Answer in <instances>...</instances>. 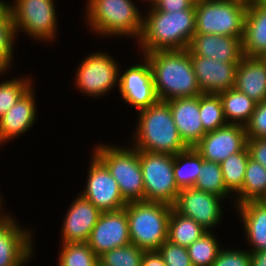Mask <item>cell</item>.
<instances>
[{
	"label": "cell",
	"mask_w": 266,
	"mask_h": 266,
	"mask_svg": "<svg viewBox=\"0 0 266 266\" xmlns=\"http://www.w3.org/2000/svg\"><path fill=\"white\" fill-rule=\"evenodd\" d=\"M219 96L226 122L245 126L249 122L257 103L234 87L220 93Z\"/></svg>",
	"instance_id": "25"
},
{
	"label": "cell",
	"mask_w": 266,
	"mask_h": 266,
	"mask_svg": "<svg viewBox=\"0 0 266 266\" xmlns=\"http://www.w3.org/2000/svg\"><path fill=\"white\" fill-rule=\"evenodd\" d=\"M255 1H257V2H259V3H263V4L266 5V0H255Z\"/></svg>",
	"instance_id": "48"
},
{
	"label": "cell",
	"mask_w": 266,
	"mask_h": 266,
	"mask_svg": "<svg viewBox=\"0 0 266 266\" xmlns=\"http://www.w3.org/2000/svg\"><path fill=\"white\" fill-rule=\"evenodd\" d=\"M189 1H191L194 5H196L202 2L203 0H189Z\"/></svg>",
	"instance_id": "47"
},
{
	"label": "cell",
	"mask_w": 266,
	"mask_h": 266,
	"mask_svg": "<svg viewBox=\"0 0 266 266\" xmlns=\"http://www.w3.org/2000/svg\"><path fill=\"white\" fill-rule=\"evenodd\" d=\"M150 63L158 100L201 95L187 49L143 54Z\"/></svg>",
	"instance_id": "2"
},
{
	"label": "cell",
	"mask_w": 266,
	"mask_h": 266,
	"mask_svg": "<svg viewBox=\"0 0 266 266\" xmlns=\"http://www.w3.org/2000/svg\"><path fill=\"white\" fill-rule=\"evenodd\" d=\"M144 253L134 244L117 247L99 256V266H141Z\"/></svg>",
	"instance_id": "35"
},
{
	"label": "cell",
	"mask_w": 266,
	"mask_h": 266,
	"mask_svg": "<svg viewBox=\"0 0 266 266\" xmlns=\"http://www.w3.org/2000/svg\"><path fill=\"white\" fill-rule=\"evenodd\" d=\"M201 154L194 148L188 147L186 150L174 155V177L178 188L194 187L203 162Z\"/></svg>",
	"instance_id": "26"
},
{
	"label": "cell",
	"mask_w": 266,
	"mask_h": 266,
	"mask_svg": "<svg viewBox=\"0 0 266 266\" xmlns=\"http://www.w3.org/2000/svg\"><path fill=\"white\" fill-rule=\"evenodd\" d=\"M141 266H166L158 251H145Z\"/></svg>",
	"instance_id": "42"
},
{
	"label": "cell",
	"mask_w": 266,
	"mask_h": 266,
	"mask_svg": "<svg viewBox=\"0 0 266 266\" xmlns=\"http://www.w3.org/2000/svg\"><path fill=\"white\" fill-rule=\"evenodd\" d=\"M87 243L98 257L114 248L131 244L125 209L102 212Z\"/></svg>",
	"instance_id": "15"
},
{
	"label": "cell",
	"mask_w": 266,
	"mask_h": 266,
	"mask_svg": "<svg viewBox=\"0 0 266 266\" xmlns=\"http://www.w3.org/2000/svg\"><path fill=\"white\" fill-rule=\"evenodd\" d=\"M211 231L187 247L192 266H212L222 246Z\"/></svg>",
	"instance_id": "31"
},
{
	"label": "cell",
	"mask_w": 266,
	"mask_h": 266,
	"mask_svg": "<svg viewBox=\"0 0 266 266\" xmlns=\"http://www.w3.org/2000/svg\"><path fill=\"white\" fill-rule=\"evenodd\" d=\"M13 1L10 11L16 37L21 31L41 43L55 40L58 33L55 0Z\"/></svg>",
	"instance_id": "9"
},
{
	"label": "cell",
	"mask_w": 266,
	"mask_h": 266,
	"mask_svg": "<svg viewBox=\"0 0 266 266\" xmlns=\"http://www.w3.org/2000/svg\"><path fill=\"white\" fill-rule=\"evenodd\" d=\"M251 266H266V250L250 251Z\"/></svg>",
	"instance_id": "43"
},
{
	"label": "cell",
	"mask_w": 266,
	"mask_h": 266,
	"mask_svg": "<svg viewBox=\"0 0 266 266\" xmlns=\"http://www.w3.org/2000/svg\"><path fill=\"white\" fill-rule=\"evenodd\" d=\"M88 3V4H87ZM85 22L100 37H132L139 40L144 15L133 0H87Z\"/></svg>",
	"instance_id": "4"
},
{
	"label": "cell",
	"mask_w": 266,
	"mask_h": 266,
	"mask_svg": "<svg viewBox=\"0 0 266 266\" xmlns=\"http://www.w3.org/2000/svg\"><path fill=\"white\" fill-rule=\"evenodd\" d=\"M144 201L174 206L180 189L174 177V155L139 150Z\"/></svg>",
	"instance_id": "8"
},
{
	"label": "cell",
	"mask_w": 266,
	"mask_h": 266,
	"mask_svg": "<svg viewBox=\"0 0 266 266\" xmlns=\"http://www.w3.org/2000/svg\"><path fill=\"white\" fill-rule=\"evenodd\" d=\"M245 129L247 138L266 137V100L256 104Z\"/></svg>",
	"instance_id": "39"
},
{
	"label": "cell",
	"mask_w": 266,
	"mask_h": 266,
	"mask_svg": "<svg viewBox=\"0 0 266 266\" xmlns=\"http://www.w3.org/2000/svg\"><path fill=\"white\" fill-rule=\"evenodd\" d=\"M251 249L266 250V200H250L235 206ZM252 246V247H251Z\"/></svg>",
	"instance_id": "24"
},
{
	"label": "cell",
	"mask_w": 266,
	"mask_h": 266,
	"mask_svg": "<svg viewBox=\"0 0 266 266\" xmlns=\"http://www.w3.org/2000/svg\"><path fill=\"white\" fill-rule=\"evenodd\" d=\"M16 34L13 22L0 23V76L9 73L11 69L14 52V43L16 42ZM8 70V71H7Z\"/></svg>",
	"instance_id": "36"
},
{
	"label": "cell",
	"mask_w": 266,
	"mask_h": 266,
	"mask_svg": "<svg viewBox=\"0 0 266 266\" xmlns=\"http://www.w3.org/2000/svg\"><path fill=\"white\" fill-rule=\"evenodd\" d=\"M247 148L250 158L266 168V137L247 138Z\"/></svg>",
	"instance_id": "40"
},
{
	"label": "cell",
	"mask_w": 266,
	"mask_h": 266,
	"mask_svg": "<svg viewBox=\"0 0 266 266\" xmlns=\"http://www.w3.org/2000/svg\"><path fill=\"white\" fill-rule=\"evenodd\" d=\"M2 202H3V198H2V194H0V221L7 215L6 213L2 212V209H4L2 208L4 207Z\"/></svg>",
	"instance_id": "45"
},
{
	"label": "cell",
	"mask_w": 266,
	"mask_h": 266,
	"mask_svg": "<svg viewBox=\"0 0 266 266\" xmlns=\"http://www.w3.org/2000/svg\"><path fill=\"white\" fill-rule=\"evenodd\" d=\"M119 64L109 53L93 52L79 63L74 82L76 88L87 96L101 97L117 85L122 71Z\"/></svg>",
	"instance_id": "10"
},
{
	"label": "cell",
	"mask_w": 266,
	"mask_h": 266,
	"mask_svg": "<svg viewBox=\"0 0 266 266\" xmlns=\"http://www.w3.org/2000/svg\"><path fill=\"white\" fill-rule=\"evenodd\" d=\"M31 77L25 75V77L2 80L0 83V118L34 85Z\"/></svg>",
	"instance_id": "34"
},
{
	"label": "cell",
	"mask_w": 266,
	"mask_h": 266,
	"mask_svg": "<svg viewBox=\"0 0 266 266\" xmlns=\"http://www.w3.org/2000/svg\"><path fill=\"white\" fill-rule=\"evenodd\" d=\"M224 200L194 187L184 188L179 191L173 208L183 216L192 218L207 231H212L222 221L221 201Z\"/></svg>",
	"instance_id": "12"
},
{
	"label": "cell",
	"mask_w": 266,
	"mask_h": 266,
	"mask_svg": "<svg viewBox=\"0 0 266 266\" xmlns=\"http://www.w3.org/2000/svg\"><path fill=\"white\" fill-rule=\"evenodd\" d=\"M225 248L220 250L212 266H251L249 250Z\"/></svg>",
	"instance_id": "38"
},
{
	"label": "cell",
	"mask_w": 266,
	"mask_h": 266,
	"mask_svg": "<svg viewBox=\"0 0 266 266\" xmlns=\"http://www.w3.org/2000/svg\"><path fill=\"white\" fill-rule=\"evenodd\" d=\"M155 8L162 12H174L195 9V5L189 0H159Z\"/></svg>",
	"instance_id": "41"
},
{
	"label": "cell",
	"mask_w": 266,
	"mask_h": 266,
	"mask_svg": "<svg viewBox=\"0 0 266 266\" xmlns=\"http://www.w3.org/2000/svg\"><path fill=\"white\" fill-rule=\"evenodd\" d=\"M166 266H192L187 248L165 241L157 250Z\"/></svg>",
	"instance_id": "37"
},
{
	"label": "cell",
	"mask_w": 266,
	"mask_h": 266,
	"mask_svg": "<svg viewBox=\"0 0 266 266\" xmlns=\"http://www.w3.org/2000/svg\"><path fill=\"white\" fill-rule=\"evenodd\" d=\"M247 146L245 126L227 124L207 132L194 147L206 161L221 163Z\"/></svg>",
	"instance_id": "16"
},
{
	"label": "cell",
	"mask_w": 266,
	"mask_h": 266,
	"mask_svg": "<svg viewBox=\"0 0 266 266\" xmlns=\"http://www.w3.org/2000/svg\"><path fill=\"white\" fill-rule=\"evenodd\" d=\"M143 30L136 44L142 54L155 51L185 50L195 34V9L174 12L148 8Z\"/></svg>",
	"instance_id": "1"
},
{
	"label": "cell",
	"mask_w": 266,
	"mask_h": 266,
	"mask_svg": "<svg viewBox=\"0 0 266 266\" xmlns=\"http://www.w3.org/2000/svg\"><path fill=\"white\" fill-rule=\"evenodd\" d=\"M90 157L87 183L80 195L101 212L123 209L127 202L121 195L118 183L107 167L94 154Z\"/></svg>",
	"instance_id": "11"
},
{
	"label": "cell",
	"mask_w": 266,
	"mask_h": 266,
	"mask_svg": "<svg viewBox=\"0 0 266 266\" xmlns=\"http://www.w3.org/2000/svg\"><path fill=\"white\" fill-rule=\"evenodd\" d=\"M101 211L78 194L68 208L61 227L62 243L87 242Z\"/></svg>",
	"instance_id": "18"
},
{
	"label": "cell",
	"mask_w": 266,
	"mask_h": 266,
	"mask_svg": "<svg viewBox=\"0 0 266 266\" xmlns=\"http://www.w3.org/2000/svg\"><path fill=\"white\" fill-rule=\"evenodd\" d=\"M147 1H149L148 2V5H150L149 8L155 7L158 4V2H159V0H146L145 2H147Z\"/></svg>",
	"instance_id": "46"
},
{
	"label": "cell",
	"mask_w": 266,
	"mask_h": 266,
	"mask_svg": "<svg viewBox=\"0 0 266 266\" xmlns=\"http://www.w3.org/2000/svg\"><path fill=\"white\" fill-rule=\"evenodd\" d=\"M249 157V150L246 146L242 151L230 155L220 163L226 189L230 194L233 193L234 197L242 189Z\"/></svg>",
	"instance_id": "29"
},
{
	"label": "cell",
	"mask_w": 266,
	"mask_h": 266,
	"mask_svg": "<svg viewBox=\"0 0 266 266\" xmlns=\"http://www.w3.org/2000/svg\"><path fill=\"white\" fill-rule=\"evenodd\" d=\"M207 232L192 218L183 216L173 207L168 222L167 240L173 244L187 248Z\"/></svg>",
	"instance_id": "28"
},
{
	"label": "cell",
	"mask_w": 266,
	"mask_h": 266,
	"mask_svg": "<svg viewBox=\"0 0 266 266\" xmlns=\"http://www.w3.org/2000/svg\"><path fill=\"white\" fill-rule=\"evenodd\" d=\"M194 188L227 200H229V197H233V194L231 195L226 189L221 166L217 162L203 160L201 171Z\"/></svg>",
	"instance_id": "30"
},
{
	"label": "cell",
	"mask_w": 266,
	"mask_h": 266,
	"mask_svg": "<svg viewBox=\"0 0 266 266\" xmlns=\"http://www.w3.org/2000/svg\"><path fill=\"white\" fill-rule=\"evenodd\" d=\"M179 136L187 147H195L207 133L199 112V96L180 97L166 101Z\"/></svg>",
	"instance_id": "20"
},
{
	"label": "cell",
	"mask_w": 266,
	"mask_h": 266,
	"mask_svg": "<svg viewBox=\"0 0 266 266\" xmlns=\"http://www.w3.org/2000/svg\"><path fill=\"white\" fill-rule=\"evenodd\" d=\"M234 88L256 103L266 100V59L243 56L236 68Z\"/></svg>",
	"instance_id": "23"
},
{
	"label": "cell",
	"mask_w": 266,
	"mask_h": 266,
	"mask_svg": "<svg viewBox=\"0 0 266 266\" xmlns=\"http://www.w3.org/2000/svg\"><path fill=\"white\" fill-rule=\"evenodd\" d=\"M93 154L107 167L119 185L123 199L128 202L144 201V184L139 150L129 147L99 144Z\"/></svg>",
	"instance_id": "6"
},
{
	"label": "cell",
	"mask_w": 266,
	"mask_h": 266,
	"mask_svg": "<svg viewBox=\"0 0 266 266\" xmlns=\"http://www.w3.org/2000/svg\"><path fill=\"white\" fill-rule=\"evenodd\" d=\"M234 199L235 206L250 200H266V168L250 157L242 189Z\"/></svg>",
	"instance_id": "27"
},
{
	"label": "cell",
	"mask_w": 266,
	"mask_h": 266,
	"mask_svg": "<svg viewBox=\"0 0 266 266\" xmlns=\"http://www.w3.org/2000/svg\"><path fill=\"white\" fill-rule=\"evenodd\" d=\"M248 0H203L195 5V33L243 38Z\"/></svg>",
	"instance_id": "7"
},
{
	"label": "cell",
	"mask_w": 266,
	"mask_h": 266,
	"mask_svg": "<svg viewBox=\"0 0 266 266\" xmlns=\"http://www.w3.org/2000/svg\"><path fill=\"white\" fill-rule=\"evenodd\" d=\"M128 218L130 242L145 251H157L167 241L172 206L137 201L124 207Z\"/></svg>",
	"instance_id": "5"
},
{
	"label": "cell",
	"mask_w": 266,
	"mask_h": 266,
	"mask_svg": "<svg viewBox=\"0 0 266 266\" xmlns=\"http://www.w3.org/2000/svg\"><path fill=\"white\" fill-rule=\"evenodd\" d=\"M60 244L58 266H99V257L87 242Z\"/></svg>",
	"instance_id": "32"
},
{
	"label": "cell",
	"mask_w": 266,
	"mask_h": 266,
	"mask_svg": "<svg viewBox=\"0 0 266 266\" xmlns=\"http://www.w3.org/2000/svg\"><path fill=\"white\" fill-rule=\"evenodd\" d=\"M13 22L11 18L10 4L0 0V23Z\"/></svg>",
	"instance_id": "44"
},
{
	"label": "cell",
	"mask_w": 266,
	"mask_h": 266,
	"mask_svg": "<svg viewBox=\"0 0 266 266\" xmlns=\"http://www.w3.org/2000/svg\"><path fill=\"white\" fill-rule=\"evenodd\" d=\"M242 50L245 56H266V5L255 0H248Z\"/></svg>",
	"instance_id": "22"
},
{
	"label": "cell",
	"mask_w": 266,
	"mask_h": 266,
	"mask_svg": "<svg viewBox=\"0 0 266 266\" xmlns=\"http://www.w3.org/2000/svg\"><path fill=\"white\" fill-rule=\"evenodd\" d=\"M11 215L0 221V266H24L35 252L32 230L19 226Z\"/></svg>",
	"instance_id": "14"
},
{
	"label": "cell",
	"mask_w": 266,
	"mask_h": 266,
	"mask_svg": "<svg viewBox=\"0 0 266 266\" xmlns=\"http://www.w3.org/2000/svg\"><path fill=\"white\" fill-rule=\"evenodd\" d=\"M199 112L206 132L226 126L223 106L219 94L202 93L199 95Z\"/></svg>",
	"instance_id": "33"
},
{
	"label": "cell",
	"mask_w": 266,
	"mask_h": 266,
	"mask_svg": "<svg viewBox=\"0 0 266 266\" xmlns=\"http://www.w3.org/2000/svg\"><path fill=\"white\" fill-rule=\"evenodd\" d=\"M201 93L220 94L234 87L239 62H221L190 54Z\"/></svg>",
	"instance_id": "17"
},
{
	"label": "cell",
	"mask_w": 266,
	"mask_h": 266,
	"mask_svg": "<svg viewBox=\"0 0 266 266\" xmlns=\"http://www.w3.org/2000/svg\"><path fill=\"white\" fill-rule=\"evenodd\" d=\"M132 145L135 149L176 155L188 147L179 136L171 109L166 101L158 100L155 104L139 110Z\"/></svg>",
	"instance_id": "3"
},
{
	"label": "cell",
	"mask_w": 266,
	"mask_h": 266,
	"mask_svg": "<svg viewBox=\"0 0 266 266\" xmlns=\"http://www.w3.org/2000/svg\"><path fill=\"white\" fill-rule=\"evenodd\" d=\"M142 59L141 64L135 63L119 75V93L127 105L137 109L136 112L158 101L150 63L145 57Z\"/></svg>",
	"instance_id": "13"
},
{
	"label": "cell",
	"mask_w": 266,
	"mask_h": 266,
	"mask_svg": "<svg viewBox=\"0 0 266 266\" xmlns=\"http://www.w3.org/2000/svg\"><path fill=\"white\" fill-rule=\"evenodd\" d=\"M187 50L189 54L221 62H239L244 56L241 38L215 34L195 33Z\"/></svg>",
	"instance_id": "21"
},
{
	"label": "cell",
	"mask_w": 266,
	"mask_h": 266,
	"mask_svg": "<svg viewBox=\"0 0 266 266\" xmlns=\"http://www.w3.org/2000/svg\"><path fill=\"white\" fill-rule=\"evenodd\" d=\"M34 85L0 118V146L32 129L37 119Z\"/></svg>",
	"instance_id": "19"
}]
</instances>
